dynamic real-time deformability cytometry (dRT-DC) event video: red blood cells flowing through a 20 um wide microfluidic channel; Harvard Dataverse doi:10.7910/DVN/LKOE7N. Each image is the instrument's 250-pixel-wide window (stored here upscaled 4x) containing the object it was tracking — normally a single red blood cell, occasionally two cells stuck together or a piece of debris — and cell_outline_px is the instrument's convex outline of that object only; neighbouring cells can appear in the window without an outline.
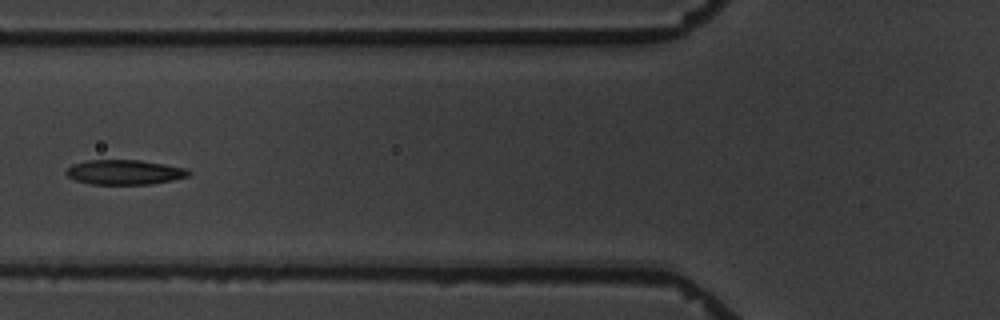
{"species": "common noctule bat (a hibernating species)", "species_latin": "Nyctalus noctula", "temperature_condition": "warm", "stored_images_in_passage": 6, "camera_frame_rate_fps": 3000, "um_per_image_px": 0.085, "animal": {"sex": "male", "body_mass_g": 19.5, "forearm_length_mm": 54.6}, "frame": {"image": 1, "passage_image": 4, "time_ms": 3.667, "image_size_px": [1000, 320], "cell_outline_px": [[192, 172], [188, 176], [172, 180], [152, 184], [92, 184], [76, 180], [68, 176], [64, 172], [72, 164], [88, 160], [140, 160], [188, 168]], "centroid_in_image_um": [10.61, 14.63], "position_along_channel_um": 115.2, "area_um2": 17.69}}
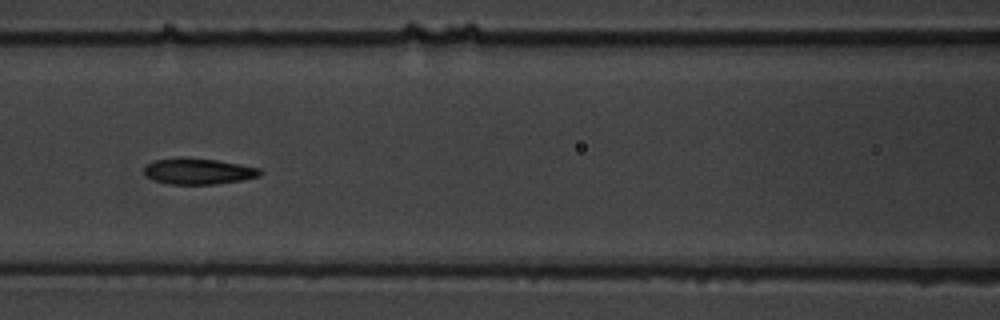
{"frame": {"image": 2, "passage_image": 5, "time_ms": 4.667, "image_size_px": [1000, 320], "cell_outline_px": [[264, 172], [260, 176], [240, 180], [212, 184], [168, 184], [156, 180], [148, 176], [144, 172], [144, 168], [152, 160], [180, 156], [216, 160], [240, 164], [260, 168]], "centroid_in_image_um": [16.86, 14.53], "position_along_channel_um": 149.7, "area_um2": 17.63}}
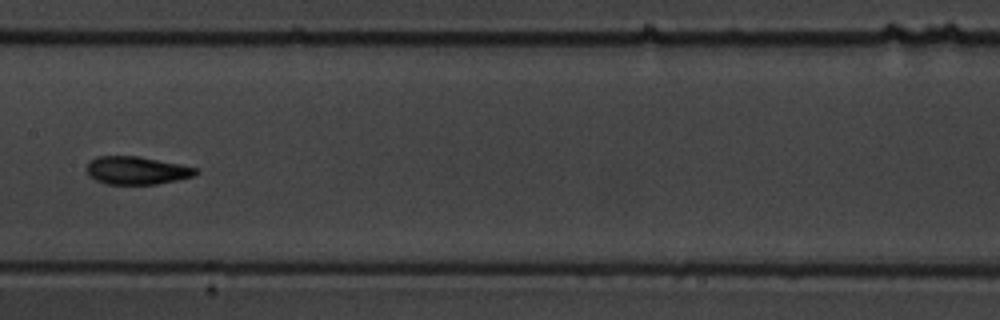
{"frame": {"image": 3, "passage_image": 6, "time_ms": 6.0, "image_size_px": [1000, 320], "cell_outline_px": [[200, 172], [192, 176], [176, 180], [156, 184], [104, 184], [88, 176], [84, 168], [88, 160], [96, 156], [136, 156], [180, 164], [196, 168]], "centroid_in_image_um": [11.53, 14.48], "position_along_channel_um": 195.9, "area_um2": 17.92}}